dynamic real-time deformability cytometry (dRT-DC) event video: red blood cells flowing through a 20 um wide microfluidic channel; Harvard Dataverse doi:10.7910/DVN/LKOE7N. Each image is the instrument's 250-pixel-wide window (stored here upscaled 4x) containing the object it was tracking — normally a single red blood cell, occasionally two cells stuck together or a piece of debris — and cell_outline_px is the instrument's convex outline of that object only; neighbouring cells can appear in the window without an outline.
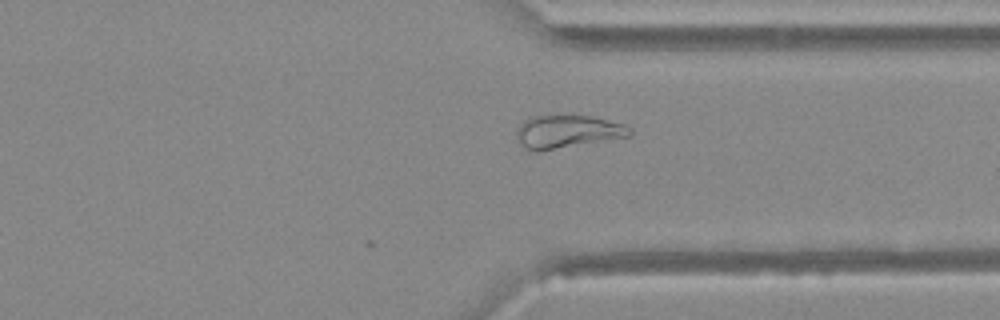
{"species": "Egyptian fruit bat (a non-hibernating species)", "species_latin": "Rousettus aegyptiacus", "temperature_condition": "warm", "stored_images_in_passage": 33, "camera_frame_rate_fps": 3000, "um_per_image_px": 0.085, "animal": {"sex": "female"}, "frame": {"image": 1, "passage_image": 22, "time_ms": 7.0, "image_size_px": [1000, 320], "cell_outline_px": [[632, 136], [540, 152], [536, 152], [524, 148], [516, 140], [516, 132], [520, 124], [528, 116], [592, 116], [624, 124], [632, 128]], "centroid_in_image_um": [48.22, 11.21], "position_along_channel_um": 363.2, "area_um2": 22.14}}
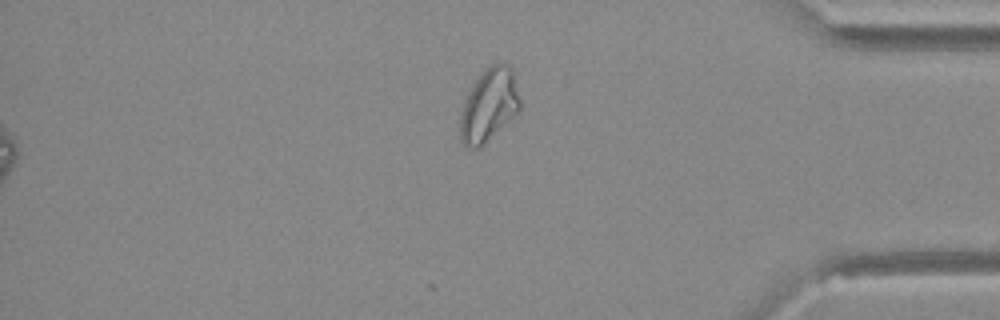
{"frame": {"image": 2, "passage_image": 26, "time_ms": 8.333, "image_size_px": [1000, 320], "cell_outline_px": [[520, 108], [480, 148], [468, 148], [460, 140], [460, 112], [468, 92], [484, 68], [496, 60], [504, 60], [512, 68], [520, 100]], "centroid_in_image_um": [41.55, 8.87], "position_along_channel_um": 393.7, "area_um2": 25.43}}
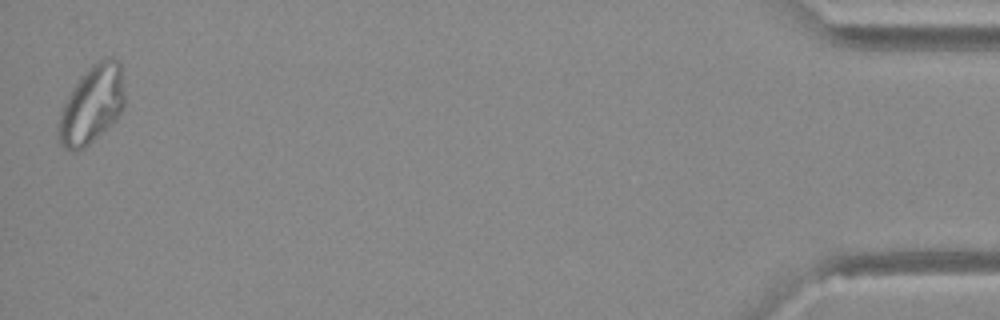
{"frame": {"image": 3, "passage_image": 33, "time_ms": 10.667, "image_size_px": [1000, 320], "cell_outline_px": [[124, 108], [116, 120], [84, 148], [76, 152], [72, 152], [64, 148], [60, 144], [56, 136], [56, 128], [60, 112], [72, 88], [88, 68], [92, 64], [104, 56], [112, 56], [120, 60], [124, 92]], "centroid_in_image_um": [7.79, 8.9], "position_along_channel_um": 427.4, "area_um2": 30.52}}